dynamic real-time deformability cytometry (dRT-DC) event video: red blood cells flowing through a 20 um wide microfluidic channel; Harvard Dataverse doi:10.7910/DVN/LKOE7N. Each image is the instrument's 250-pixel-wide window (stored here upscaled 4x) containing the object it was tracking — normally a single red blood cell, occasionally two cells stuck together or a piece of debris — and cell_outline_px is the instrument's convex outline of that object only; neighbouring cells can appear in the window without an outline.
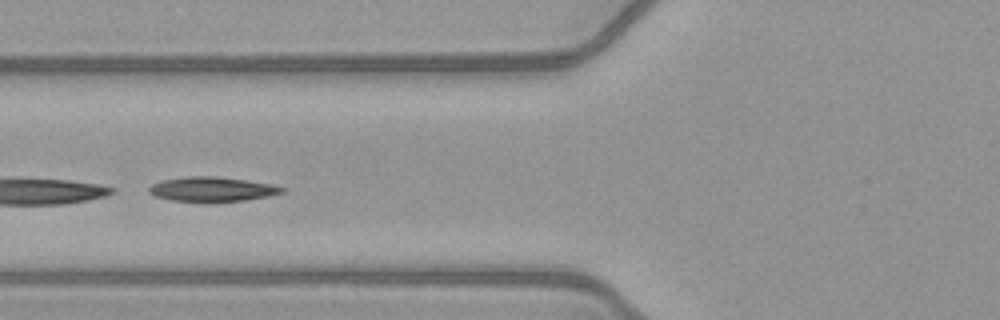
{"species": "common noctule bat (a hibernating species)", "species_latin": "Nyctalus noctula", "temperature_condition": "warm", "stored_images_in_passage": 15, "segment_of_instrument_passage": [2, 2], "camera_frame_rate_fps": 3000, "um_per_image_px": 0.085, "animal": {"sex": "female", "body_mass_g": 21.9}, "frame": {"image": 1, "passage_image": 13, "time_ms": 4.0, "image_size_px": [1000, 320], "cell_outline_px": [[284, 192], [268, 196], [244, 200], [172, 200], [156, 196], [148, 192], [148, 188], [152, 184], [160, 180], [188, 176], [216, 176], [272, 184], [284, 188]], "centroid_in_image_um": [18.0, 16.05], "position_along_channel_um": 107.8, "area_um2": 18.44}}